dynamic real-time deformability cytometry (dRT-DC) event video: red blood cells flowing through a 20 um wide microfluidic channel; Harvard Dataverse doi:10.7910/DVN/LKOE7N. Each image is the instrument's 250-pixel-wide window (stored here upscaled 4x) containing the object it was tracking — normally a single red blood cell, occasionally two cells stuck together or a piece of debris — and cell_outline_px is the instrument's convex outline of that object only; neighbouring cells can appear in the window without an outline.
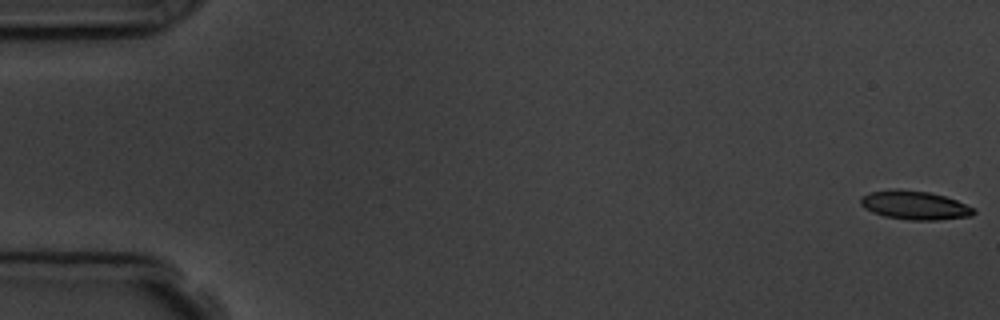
{"species": "common noctule bat (a hibernating species)", "species_latin": "Nyctalus noctula", "temperature_condition": "room temperature", "stored_images_in_passage": 5, "camera_frame_rate_fps": 3000, "um_per_image_px": 0.085, "animal": {"sex": "male", "body_mass_g": 19.5, "forearm_length_mm": 54.6}, "frame": {"image": 1, "passage_image": 1, "time_ms": 0.0, "image_size_px": [1000, 320], "cell_outline_px": [[976, 212], [972, 216], [936, 220], [908, 220], [884, 216], [872, 212], [864, 208], [860, 204], [860, 196], [872, 192], [928, 192], [944, 196], [956, 200], [972, 208]], "centroid_in_image_um": [77.77, 17.5], "position_along_channel_um": 7.2, "area_um2": 18.09}}
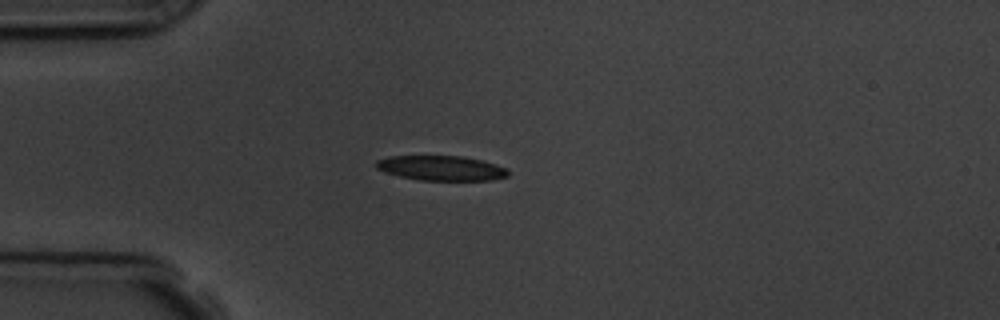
{"frame": {"image": 2, "passage_image": 5, "time_ms": 4.667, "image_size_px": [1000, 320], "cell_outline_px": [[508, 176], [492, 180], [420, 180], [400, 176], [384, 172], [376, 168], [376, 160], [388, 156], [460, 156], [480, 160], [496, 164], [508, 168]], "centroid_in_image_um": [37.5, 14.29], "position_along_channel_um": 47.5, "area_um2": 19.07}}